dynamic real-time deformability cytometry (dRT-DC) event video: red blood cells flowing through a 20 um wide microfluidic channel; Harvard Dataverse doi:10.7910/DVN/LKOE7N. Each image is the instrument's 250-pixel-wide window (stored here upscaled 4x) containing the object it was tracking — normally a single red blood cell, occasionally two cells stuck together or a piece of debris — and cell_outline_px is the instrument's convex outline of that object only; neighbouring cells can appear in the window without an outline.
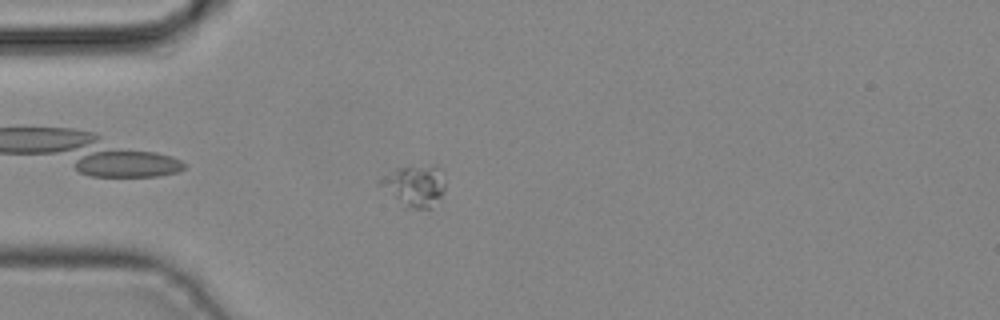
{"species": "common noctule bat (a hibernating species)", "species_latin": "Nyctalus noctula", "temperature_condition": "cold", "stored_images_in_passage": 37, "segment_of_instrument_passage": [1, 2], "camera_frame_rate_fps": 3000, "um_per_image_px": 0.085, "animal": {"sex": "male", "body_mass_g": 19.2, "forearm_length_mm": 51.8}, "frame": {"image": 1, "passage_image": 4, "time_ms": 1.0, "image_size_px": [1000, 320], "cell_outline_px": [[444, 192], [432, 208], [404, 208], [376, 184], [376, 180], [396, 168], [432, 164], [436, 164], [444, 172]], "centroid_in_image_um": [35.22, 15.78], "position_along_channel_um": 49.8, "area_um2": 16.3}}
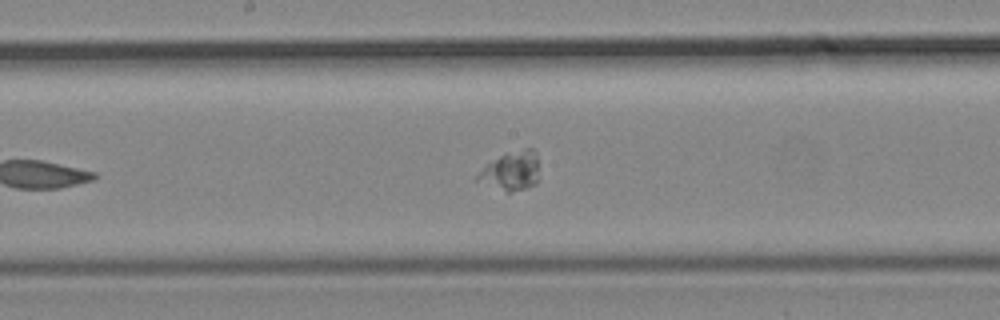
{"frame": {"image": 2, "passage_image": 15, "time_ms": 4.667, "image_size_px": [1000, 320], "cell_outline_px": [[536, 184], [524, 188], [508, 192], [472, 180], [484, 164], [500, 156], [524, 148], [532, 148], [536, 152]], "centroid_in_image_um": [43.35, 14.53], "position_along_channel_um": 204.9, "area_um2": 13.81}}
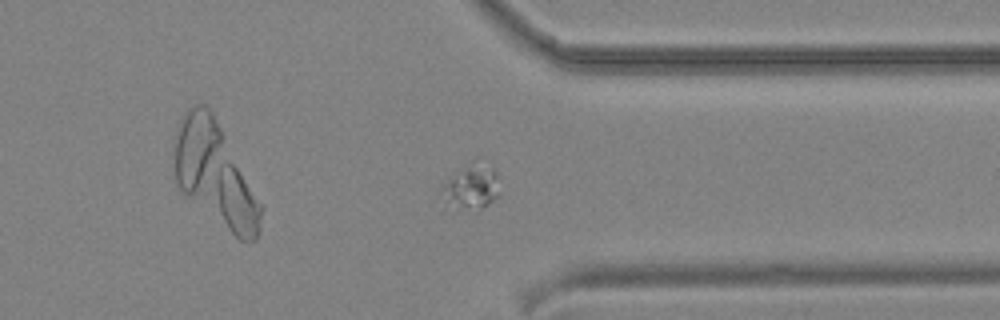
{"frame": {"image": 3, "passage_image": 26, "time_ms": 8.333, "image_size_px": [1000, 320], "cell_outline_px": [[500, 192], [488, 204], [480, 208], [464, 208], [452, 204], [444, 188], [444, 184], [448, 180], [476, 156], [480, 156], [496, 172]], "centroid_in_image_um": [40.22, 15.73], "position_along_channel_um": 371.2, "area_um2": 14.33}}